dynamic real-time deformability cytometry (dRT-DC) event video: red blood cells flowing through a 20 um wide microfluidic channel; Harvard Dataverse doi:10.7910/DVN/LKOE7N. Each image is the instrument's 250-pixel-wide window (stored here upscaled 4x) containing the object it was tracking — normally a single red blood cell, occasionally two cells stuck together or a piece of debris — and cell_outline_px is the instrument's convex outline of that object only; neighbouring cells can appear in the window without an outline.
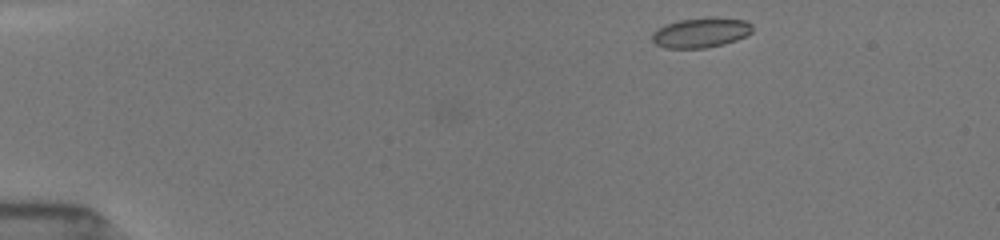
{"species": "common noctule bat (a hibernating species)", "species_latin": "Nyctalus noctula", "temperature_condition": "room temperature", "stored_images_in_passage": 36, "camera_frame_rate_fps": 3000, "um_per_image_px": 0.085, "animal": {"sex": "female", "body_mass_g": 19.5, "forearm_length_mm": 54.1}, "frame": {"image": 1, "passage_image": 1, "time_ms": 0.0, "image_size_px": [1000, 240], "cell_outline_px": [[752, 32], [736, 40], [724, 44], [704, 48], [664, 48], [656, 44], [652, 40], [652, 32], [656, 28], [664, 24], [680, 20], [708, 16], [716, 16], [744, 20], [752, 24]], "centroid_in_image_um": [59.55, 2.75], "position_along_channel_um": 25.4, "area_um2": 17.8}}
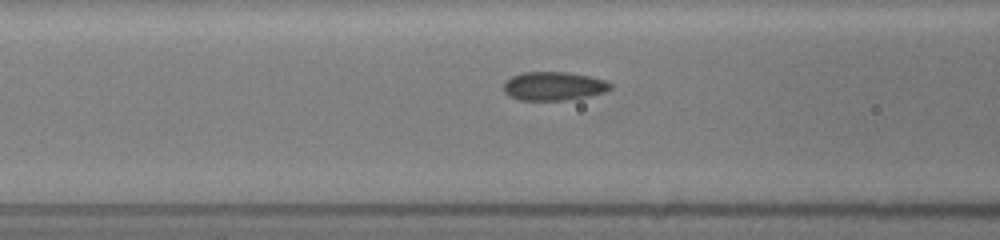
{"frame": {"image": 2, "passage_image": 26, "time_ms": 4.667, "image_size_px": [1000, 240], "cell_outline_px": [[612, 88], [604, 92], [564, 100], [520, 100], [508, 96], [504, 92], [504, 84], [512, 76], [524, 72], [568, 72], [608, 80], [612, 84]], "centroid_in_image_um": [47.06, 7.31], "position_along_channel_um": 119.5, "area_um2": 17.69}}
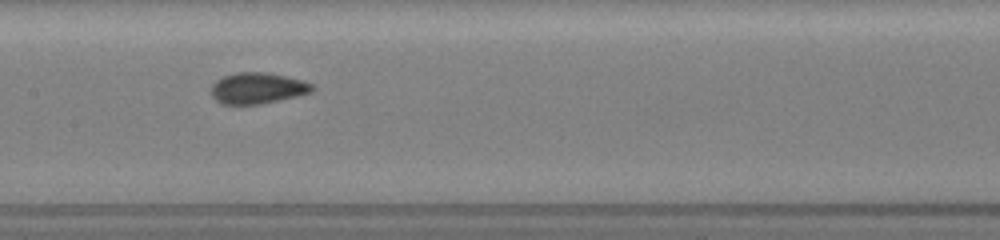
{"frame": {"image": 3, "passage_image": 35, "time_ms": 6.333, "image_size_px": [1000, 240], "cell_outline_px": [[316, 88], [312, 92], [296, 96], [260, 104], [224, 104], [216, 100], [212, 96], [212, 84], [216, 80], [224, 76], [240, 72], [264, 72], [304, 80], [312, 84]], "centroid_in_image_um": [21.91, 7.49], "position_along_channel_um": 185.5, "area_um2": 18.15}}